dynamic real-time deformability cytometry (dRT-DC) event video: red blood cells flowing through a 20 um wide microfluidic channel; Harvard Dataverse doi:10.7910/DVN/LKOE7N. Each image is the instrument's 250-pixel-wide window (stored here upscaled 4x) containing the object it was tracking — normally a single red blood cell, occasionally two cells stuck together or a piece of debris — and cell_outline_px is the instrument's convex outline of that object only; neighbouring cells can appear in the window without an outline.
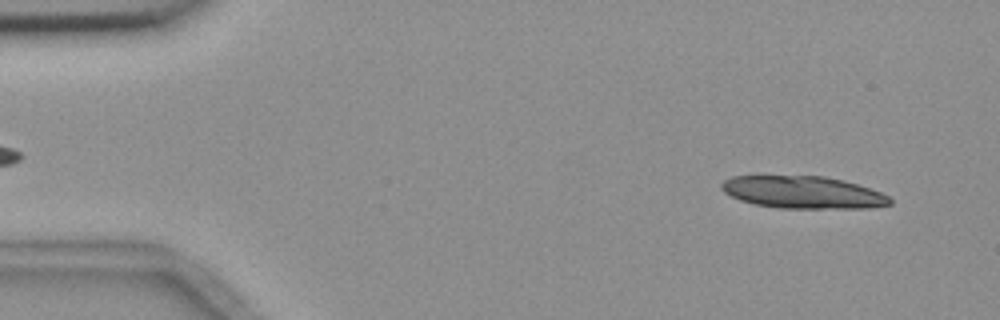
{"species": "common noctule bat (a hibernating species)", "species_latin": "Nyctalus noctula", "temperature_condition": "room temperature", "stored_images_in_passage": 6, "camera_frame_rate_fps": 3000, "um_per_image_px": 0.085, "animal": {"sex": "female", "body_mass_g": 18.4}, "frame": {"image": 1, "passage_image": 1, "time_ms": 0.0, "image_size_px": [1000, 320], "cell_outline_px": [[892, 204], [868, 208], [780, 208], [756, 204], [740, 200], [724, 192], [720, 188], [720, 184], [724, 180], [732, 176], [824, 176], [844, 180], [880, 192], [888, 196], [892, 200]], "centroid_in_image_um": [68.24, 16.35], "position_along_channel_um": 16.8, "area_um2": 31.62}}
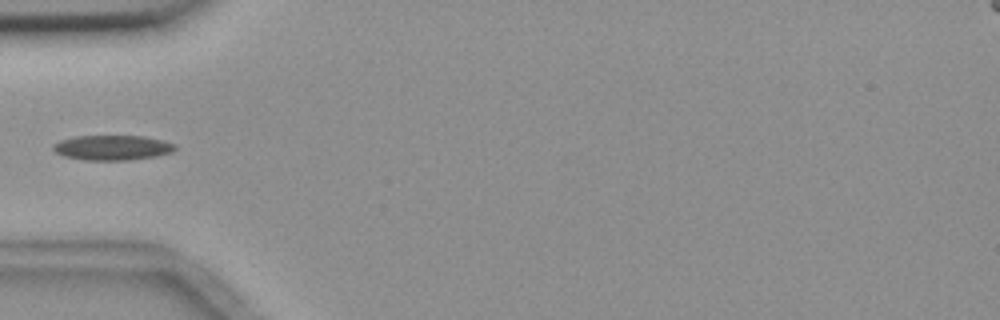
{"frame": {"image": 2, "passage_image": 5, "time_ms": 4.667, "image_size_px": [1000, 320], "cell_outline_px": [[176, 148], [172, 152], [156, 156], [128, 160], [84, 160], [64, 156], [56, 152], [52, 148], [52, 144], [60, 140], [76, 136], [144, 136], [164, 140], [176, 144]], "centroid_in_image_um": [9.56, 12.54], "position_along_channel_um": 75.4, "area_um2": 17.8}}